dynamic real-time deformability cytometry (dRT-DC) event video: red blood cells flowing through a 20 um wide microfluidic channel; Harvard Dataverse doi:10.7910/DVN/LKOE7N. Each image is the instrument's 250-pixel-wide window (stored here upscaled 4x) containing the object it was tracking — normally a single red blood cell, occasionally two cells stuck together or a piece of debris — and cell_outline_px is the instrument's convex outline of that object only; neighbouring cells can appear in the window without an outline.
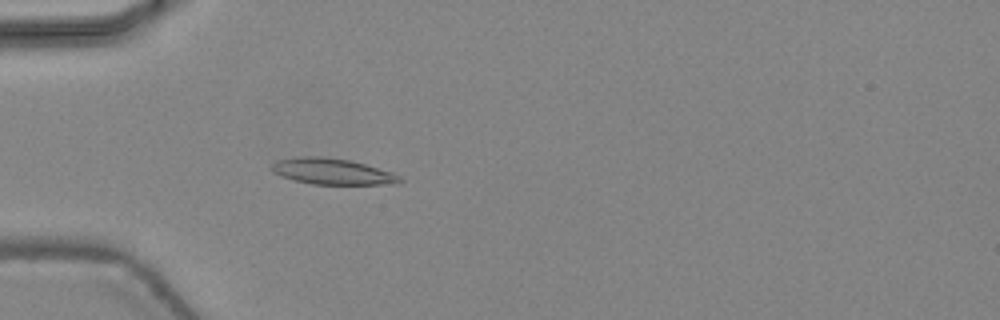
{"species": "common noctule bat (a hibernating species)", "species_latin": "Nyctalus noctula", "temperature_condition": "warm", "stored_images_in_passage": 45, "camera_frame_rate_fps": 3000, "um_per_image_px": 0.085, "animal": {"sex": "female", "body_mass_g": 24.6, "forearm_length_mm": 56.2}, "frame": {"image": 1, "passage_image": 13, "time_ms": 4.0, "image_size_px": [1000, 320], "cell_outline_px": [[404, 180], [396, 184], [312, 184], [292, 180], [272, 172], [272, 164], [276, 160], [300, 156], [320, 156], [348, 160], [364, 164], [392, 172], [400, 176]], "centroid_in_image_um": [28.23, 14.58], "position_along_channel_um": 56.8, "area_um2": 19.42}}
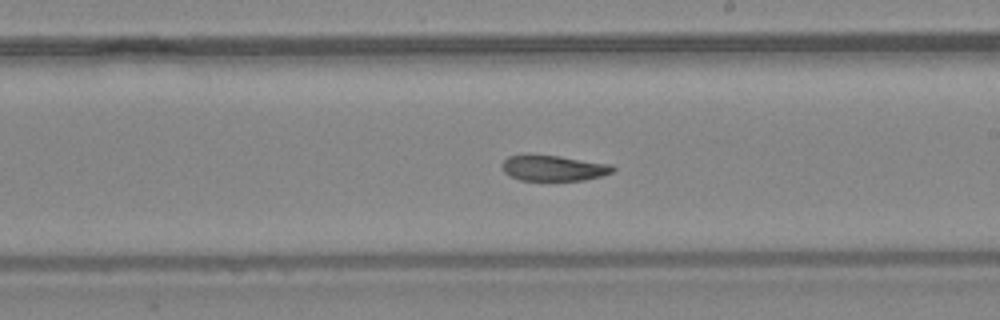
{"frame": {"image": 2, "passage_image": 26, "time_ms": 8.333, "image_size_px": [1000, 320], "cell_outline_px": [[616, 168], [612, 172], [600, 176], [584, 180], [520, 180], [504, 172], [500, 164], [508, 156], [528, 152], [560, 156], [612, 164]], "centroid_in_image_um": [47.0, 14.24], "position_along_channel_um": 242.0, "area_um2": 16.99}}
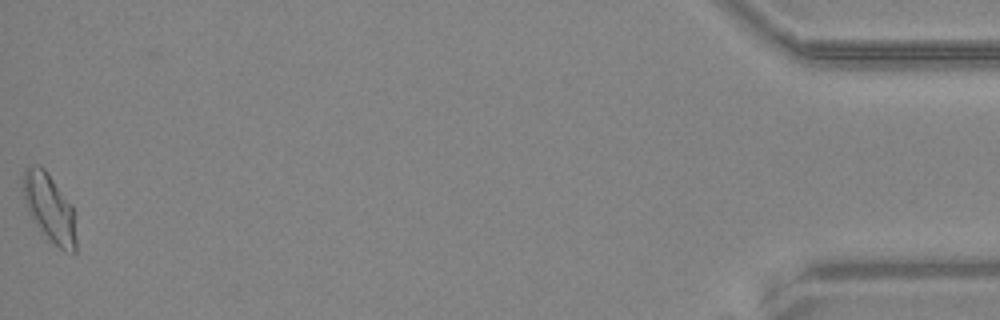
{"frame": {"image": 3, "passage_image": 45, "time_ms": 14.667, "image_size_px": [1000, 320], "cell_outline_px": [[76, 252], [64, 252], [36, 224], [28, 212], [24, 196], [24, 168], [32, 164], [40, 164], [44, 168], [72, 204], [76, 240]], "centroid_in_image_um": [4.22, 17.63], "position_along_channel_um": 431.0, "area_um2": 20.58}, "authors_computed_cell_mechanics": {"area_um2": 18.0914, "velocity_mm_per_s": 4.4723, "shape_relaxation_time_tau1_ms": 9.2628, "shape_relaxation_time_tau2_ms": 3.6331, "deformation_change_tau1": 0.2318, "deformation_change_tau2": 0.1045}}